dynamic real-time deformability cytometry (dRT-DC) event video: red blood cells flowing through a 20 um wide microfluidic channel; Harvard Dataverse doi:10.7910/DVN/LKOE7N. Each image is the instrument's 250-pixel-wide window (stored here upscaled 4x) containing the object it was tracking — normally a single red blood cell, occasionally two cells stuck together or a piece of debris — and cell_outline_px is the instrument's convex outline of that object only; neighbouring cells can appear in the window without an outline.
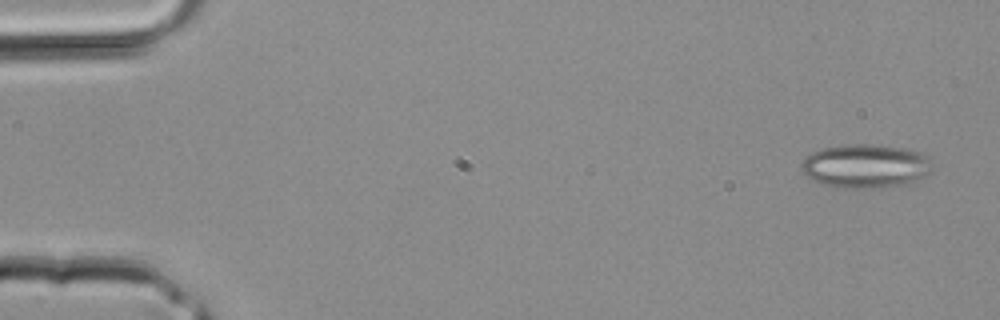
{"species": "common noctule bat (a hibernating species)", "species_latin": "Nyctalus noctula", "temperature_condition": "room temperature", "stored_images_in_passage": 3, "camera_frame_rate_fps": 3000, "um_per_image_px": 0.085, "animal": {"sex": "male", "body_mass_g": 20.4}, "frame": {"image": 1, "passage_image": 1, "time_ms": 0.0, "image_size_px": [1000, 320], "cell_outline_px": [[932, 172], [916, 180], [900, 184], [880, 188], [836, 188], [808, 180], [800, 172], [800, 164], [812, 152], [824, 148], [844, 144], [876, 144], [904, 148], [920, 152], [928, 160]], "centroid_in_image_um": [73.48, 14.12], "position_along_channel_um": 11.5, "area_um2": 33.64}}